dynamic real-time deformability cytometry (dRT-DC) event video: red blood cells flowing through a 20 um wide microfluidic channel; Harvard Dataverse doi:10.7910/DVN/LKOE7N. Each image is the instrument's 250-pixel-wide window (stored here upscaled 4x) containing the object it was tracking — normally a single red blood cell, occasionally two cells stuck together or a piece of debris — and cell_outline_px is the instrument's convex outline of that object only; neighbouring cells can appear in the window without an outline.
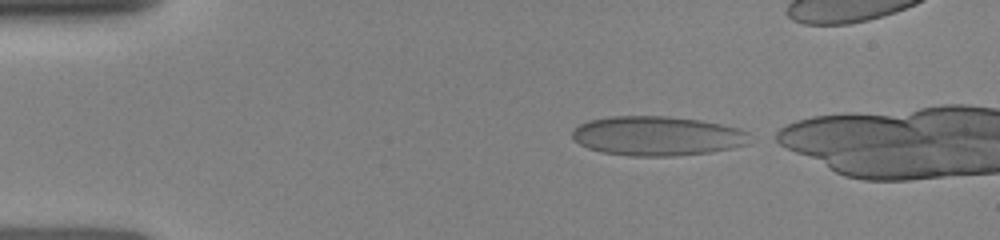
{"species": "human", "species_latin": "Homo sapiens", "temperature_condition": "room temperature", "stored_images_in_passage": 5, "camera_frame_rate_fps": 3000, "um_per_image_px": 0.085, "donor": {"sex": "female"}, "frame": {"image": 1, "passage_image": 1, "time_ms": 0.0, "image_size_px": [1000, 240], "cell_outline_px": [[748, 144], [732, 148], [708, 152], [676, 156], [632, 156], [604, 152], [588, 148], [580, 144], [572, 136], [572, 132], [580, 124], [588, 120], [608, 116], [668, 116], [700, 120], [740, 128], [748, 132]], "centroid_in_image_um": [55.87, 11.55], "position_along_channel_um": 29.1, "area_um2": 40.69}}
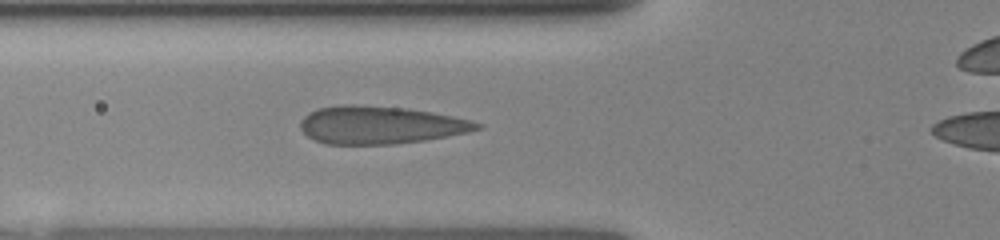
{"frame": {"image": 2, "passage_image": 5, "time_ms": 3.0, "image_size_px": [1000, 240], "cell_outline_px": [[484, 128], [468, 132], [448, 136], [424, 140], [392, 144], [324, 144], [308, 136], [300, 128], [300, 120], [308, 112], [320, 108], [340, 104], [356, 104], [408, 108], [432, 112], [472, 120], [484, 124]], "centroid_in_image_um": [32.34, 10.61], "position_along_channel_um": 93.5, "area_um2": 39.13}}